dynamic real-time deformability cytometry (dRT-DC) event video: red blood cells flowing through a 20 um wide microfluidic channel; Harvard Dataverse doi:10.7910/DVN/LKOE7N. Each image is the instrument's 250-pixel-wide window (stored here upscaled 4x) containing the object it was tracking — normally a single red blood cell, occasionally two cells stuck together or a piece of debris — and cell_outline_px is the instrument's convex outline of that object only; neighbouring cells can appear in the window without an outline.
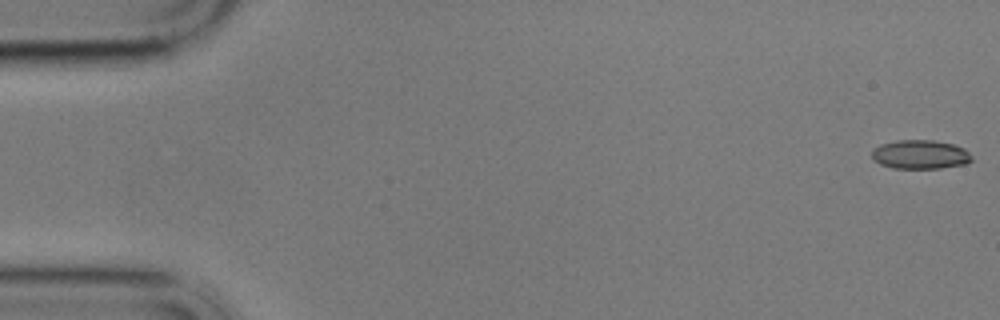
{"species": "common noctule bat (a hibernating species)", "species_latin": "Nyctalus noctula", "temperature_condition": "cold", "stored_images_in_passage": 16, "camera_frame_rate_fps": 3000, "um_per_image_px": 0.085, "animal": {"sex": "male", "body_mass_g": 17.9}, "frame": {"image": 1, "passage_image": 1, "time_ms": 0.0, "image_size_px": [1000, 320], "cell_outline_px": [[972, 160], [968, 164], [940, 168], [892, 168], [880, 164], [872, 160], [872, 148], [880, 144], [896, 140], [932, 140], [952, 144], [964, 148], [968, 152]], "centroid_in_image_um": [78.19, 13.13], "position_along_channel_um": 6.8, "area_um2": 16.99}}
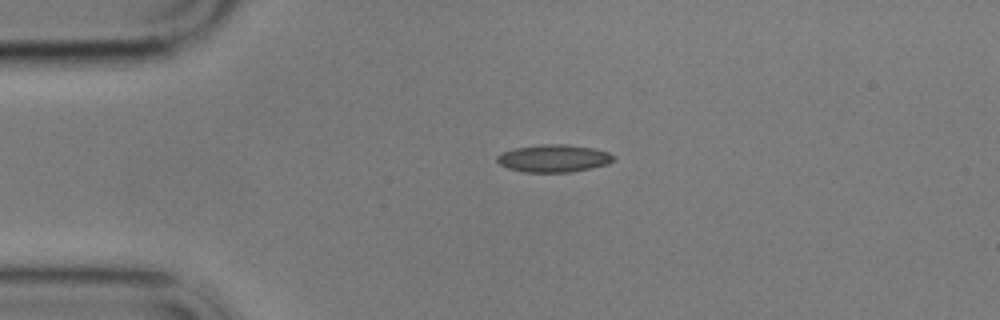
{"frame": {"image": 2, "passage_image": 13, "time_ms": 4.0, "image_size_px": [1000, 320], "cell_outline_px": [[616, 160], [608, 164], [592, 168], [568, 172], [524, 172], [508, 168], [500, 164], [496, 160], [496, 156], [500, 152], [516, 148], [540, 144], [568, 144], [592, 148], [608, 152], [616, 156]], "centroid_in_image_um": [47.08, 13.45], "position_along_channel_um": 37.9, "area_um2": 18.84}}